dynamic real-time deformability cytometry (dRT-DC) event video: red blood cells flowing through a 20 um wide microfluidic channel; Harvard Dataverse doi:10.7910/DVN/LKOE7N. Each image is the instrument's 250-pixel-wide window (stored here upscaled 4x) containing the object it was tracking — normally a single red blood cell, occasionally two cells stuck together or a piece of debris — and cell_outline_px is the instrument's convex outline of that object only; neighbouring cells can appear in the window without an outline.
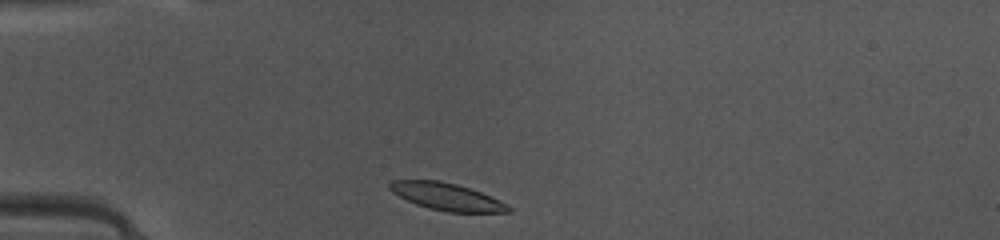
{"species": "common noctule bat (a hibernating species)", "species_latin": "Nyctalus noctula", "temperature_condition": "warm", "stored_images_in_passage": 36, "camera_frame_rate_fps": 3000, "um_per_image_px": 0.085, "animal": {"sex": "female", "body_mass_g": 10.0, "forearm_length_mm": 53.1}, "frame": {"image": 1, "passage_image": 1, "time_ms": 0.0, "image_size_px": [1000, 240], "cell_outline_px": [[512, 212], [448, 212], [428, 208], [416, 204], [392, 192], [388, 188], [388, 184], [392, 180], [440, 180], [456, 184], [480, 192], [500, 200], [508, 204], [512, 208]], "centroid_in_image_um": [37.98, 16.72], "position_along_channel_um": 47.0, "area_um2": 18.79}}
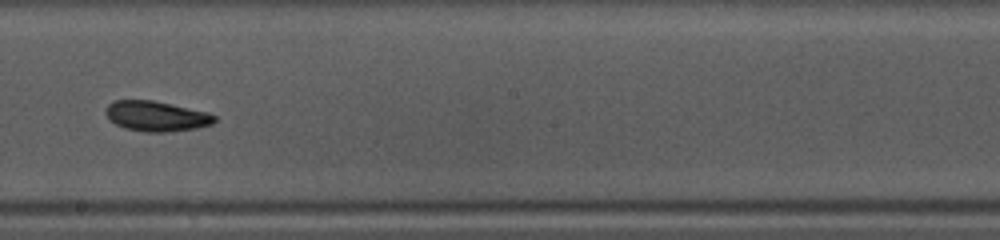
{"frame": {"image": 2, "passage_image": 16, "time_ms": 5.0, "image_size_px": [1000, 240], "cell_outline_px": [[216, 120], [212, 124], [196, 128], [164, 132], [144, 132], [124, 128], [108, 120], [104, 112], [104, 108], [112, 100], [152, 100], [208, 112], [216, 116]], "centroid_in_image_um": [13.23, 9.87], "position_along_channel_um": 235.0, "area_um2": 19.31}}
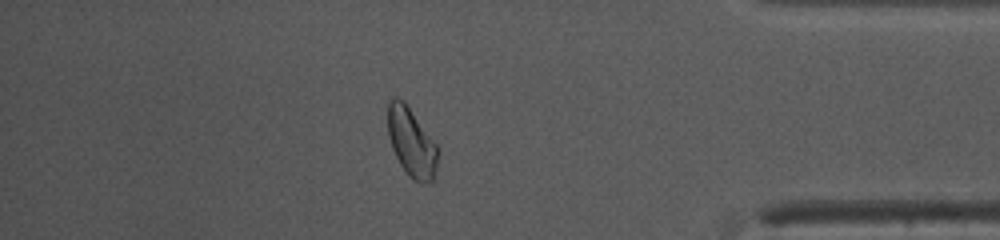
{"frame": {"image": 3, "passage_image": 30, "time_ms": 9.667, "image_size_px": [1000, 240], "cell_outline_px": [[440, 148], [436, 168], [432, 184], [420, 184], [412, 180], [408, 176], [400, 164], [392, 148], [388, 136], [388, 100], [392, 96], [396, 96], [404, 100]], "centroid_in_image_um": [34.99, 12.11], "position_along_channel_um": 400.2, "area_um2": 20.69}, "authors_computed_cell_mechanics": {"area_um2": 19.2763, "velocity_mm_per_s": 4.1238, "shape_relaxation_time_tau1_ms": 2.5947, "shape_relaxation_time_tau2_ms": 2.0809, "deformation_change_tau1": 0.1079, "deformation_change_tau2": 0.0853}}